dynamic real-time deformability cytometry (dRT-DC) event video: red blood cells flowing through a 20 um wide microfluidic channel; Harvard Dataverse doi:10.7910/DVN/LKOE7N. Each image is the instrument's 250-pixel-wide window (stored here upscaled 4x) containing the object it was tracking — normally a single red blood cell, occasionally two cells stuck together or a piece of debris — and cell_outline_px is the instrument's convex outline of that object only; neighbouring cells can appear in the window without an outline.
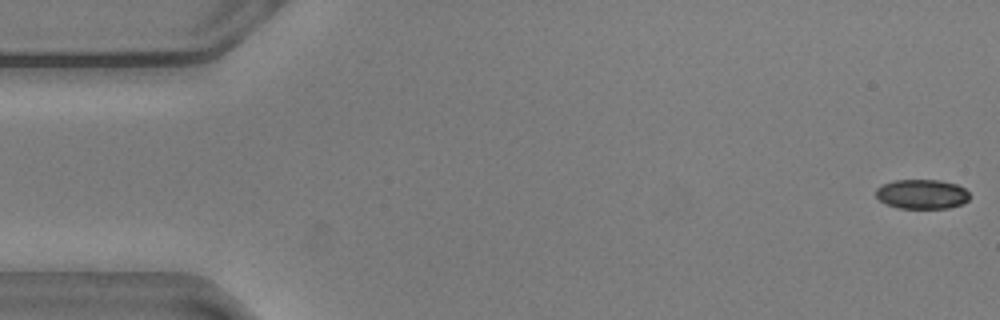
{"species": "common noctule bat (a hibernating species)", "species_latin": "Nyctalus noctula", "temperature_condition": "warm", "stored_images_in_passage": 56, "camera_frame_rate_fps": 3000, "um_per_image_px": 0.085, "animal": {"sex": "male", "body_mass_g": 20.5, "forearm_length_mm": 52.5}, "frame": {"image": 1, "passage_image": 1, "time_ms": 0.0, "image_size_px": [1000, 320], "cell_outline_px": [[968, 200], [964, 204], [948, 208], [896, 208], [880, 200], [876, 196], [876, 188], [880, 184], [892, 180], [940, 180], [956, 184], [964, 188], [968, 192]], "centroid_in_image_um": [78.34, 16.49], "position_along_channel_um": 6.7, "area_um2": 16.24}}
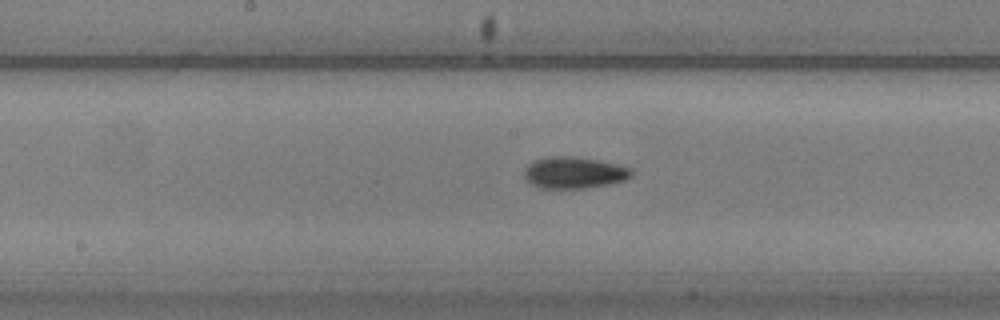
{"frame": {"image": 2, "passage_image": 28, "time_ms": 9.0, "image_size_px": [1000, 320], "cell_outline_px": [[632, 176], [624, 180], [608, 184], [584, 188], [540, 188], [532, 184], [524, 176], [524, 168], [532, 160], [544, 156], [572, 156], [596, 160], [616, 164], [632, 168]], "centroid_in_image_um": [48.76, 14.66], "position_along_channel_um": 199.4, "area_um2": 19.77}}
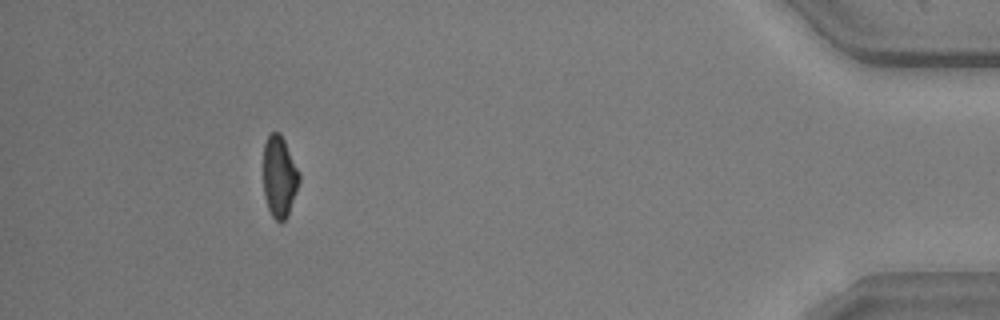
{"frame": {"image": 3, "passage_image": 51, "time_ms": 16.667, "image_size_px": [1000, 320], "cell_outline_px": [[300, 180], [288, 216], [280, 224], [272, 216], [268, 208], [264, 196], [264, 144], [268, 136], [272, 132], [280, 132], [300, 172]], "centroid_in_image_um": [23.76, 15.04], "position_along_channel_um": 411.4, "area_um2": 17.05}, "authors_computed_cell_mechanics": {"area_um2": 18.0047, "velocity_mm_per_s": 3.6216, "shape_relaxation_time_tau1_ms": 3.7938, "shape_relaxation_time_tau2_ms": 3.7753, "deformation_change_tau1": 0.1323, "deformation_change_tau2": 0.1028}}